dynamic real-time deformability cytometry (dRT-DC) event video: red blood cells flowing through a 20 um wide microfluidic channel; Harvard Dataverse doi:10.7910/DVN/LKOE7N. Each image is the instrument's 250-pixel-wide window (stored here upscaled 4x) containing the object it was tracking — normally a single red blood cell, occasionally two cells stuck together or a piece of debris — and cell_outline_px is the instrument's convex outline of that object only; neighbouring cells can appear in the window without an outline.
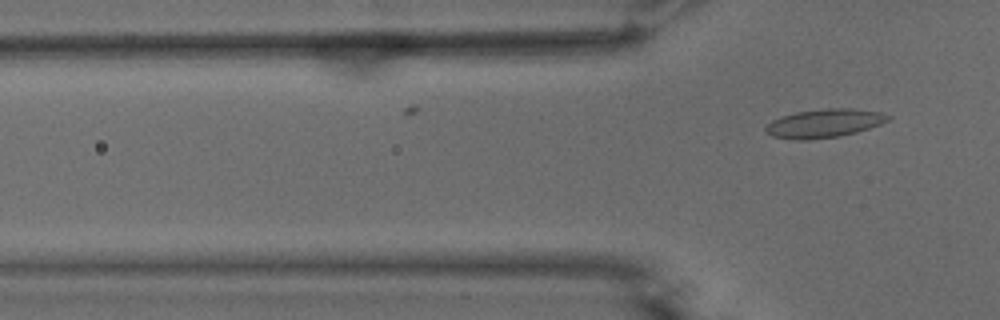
{"species": "common noctule bat (a hibernating species)", "species_latin": "Nyctalus noctula", "temperature_condition": "warm", "stored_images_in_passage": 17, "camera_frame_rate_fps": 3000, "um_per_image_px": 0.085, "animal": {"sex": "male", "body_mass_g": 15.6}, "frame": {"image": 1, "passage_image": 17, "time_ms": 5.333, "image_size_px": [1000, 320], "cell_outline_px": [[892, 116], [888, 120], [880, 124], [856, 132], [840, 136], [808, 140], [796, 140], [772, 136], [764, 128], [772, 120], [780, 116], [796, 112], [828, 108], [852, 108], [880, 112]], "centroid_in_image_um": [70.05, 10.48], "position_along_channel_um": 55.7, "area_um2": 20.29}}